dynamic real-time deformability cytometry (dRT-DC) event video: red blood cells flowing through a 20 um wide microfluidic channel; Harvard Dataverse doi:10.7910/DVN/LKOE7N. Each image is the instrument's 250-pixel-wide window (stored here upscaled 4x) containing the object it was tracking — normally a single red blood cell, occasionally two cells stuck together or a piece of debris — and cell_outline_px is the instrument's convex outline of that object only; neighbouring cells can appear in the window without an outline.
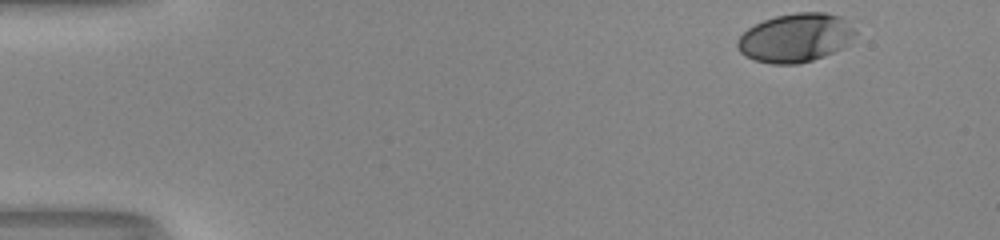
{"species": "human", "species_latin": "Homo sapiens", "temperature_condition": "room temperature", "stored_images_in_passage": 40, "camera_frame_rate_fps": 3000, "um_per_image_px": 0.085, "donor": {"sex": "male"}, "frame": {"image": 1, "passage_image": 1, "time_ms": 0.0, "image_size_px": [1000, 240], "cell_outline_px": [[856, 32], [848, 44], [844, 48], [824, 56], [812, 60], [796, 64], [772, 64], [756, 60], [744, 56], [740, 52], [736, 44], [736, 40], [748, 28], [764, 20], [776, 16], [796, 12], [824, 12], [840, 16]], "centroid_in_image_um": [67.6, 3.22], "position_along_channel_um": 17.4, "area_um2": 33.35}}
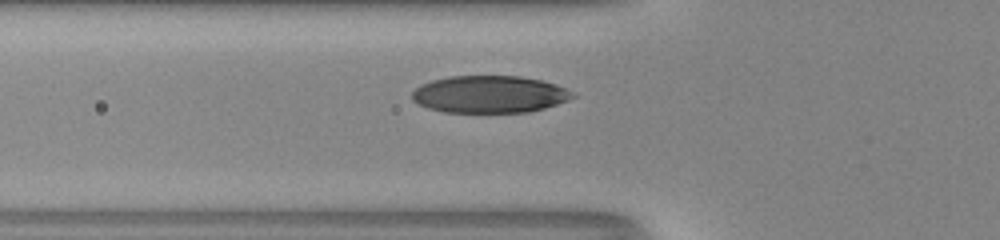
{"frame": {"image": 2, "passage_image": 16, "time_ms": 5.0, "image_size_px": [1000, 240], "cell_outline_px": [[576, 96], [568, 100], [544, 108], [528, 112], [444, 112], [428, 108], [412, 100], [412, 92], [420, 84], [432, 80], [448, 76], [520, 76], [540, 80], [556, 84], [572, 92]], "centroid_in_image_um": [41.59, 8.01], "position_along_channel_um": 84.2, "area_um2": 34.74}}
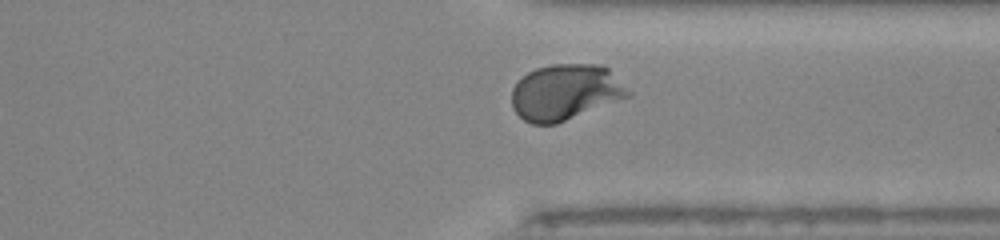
{"frame": {"image": 3, "passage_image": 37, "time_ms": 12.0, "image_size_px": [1000, 240], "cell_outline_px": [[632, 96], [556, 124], [532, 124], [524, 120], [512, 108], [512, 88], [528, 72], [536, 68], [552, 64], [600, 64], [608, 68], [632, 92]], "centroid_in_image_um": [48.09, 7.84], "position_along_channel_um": 363.3, "area_um2": 38.03}, "authors_computed_cell_mechanics": {"area_um2": 35.3158, "velocity_mm_per_s": 3.9842, "shape_relaxation_time_tau1_ms": 3.5955, "shape_relaxation_time_tau2_ms": null, "deformation_change_tau1": 0.1867, "deformation_change_tau2": null}}